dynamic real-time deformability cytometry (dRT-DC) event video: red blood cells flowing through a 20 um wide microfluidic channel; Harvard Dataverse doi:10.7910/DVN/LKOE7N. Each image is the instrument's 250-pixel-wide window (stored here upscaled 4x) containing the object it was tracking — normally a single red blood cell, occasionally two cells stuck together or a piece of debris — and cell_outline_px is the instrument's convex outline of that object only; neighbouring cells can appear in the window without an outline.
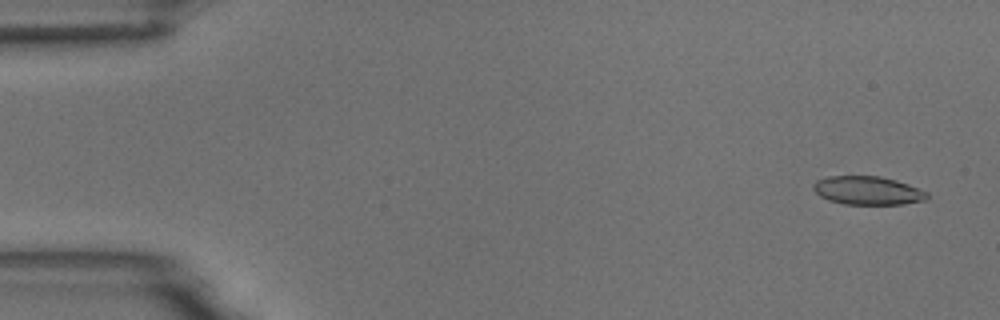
{"species": "common noctule bat (a hibernating species)", "species_latin": "Nyctalus noctula", "temperature_condition": "room temperature", "stored_images_in_passage": 3, "camera_frame_rate_fps": 3000, "um_per_image_px": 0.085, "animal": {"sex": "male", "body_mass_g": 18.8}, "frame": {"image": 1, "passage_image": 1, "time_ms": 0.0, "image_size_px": [1000, 320], "cell_outline_px": [[928, 196], [924, 200], [904, 204], [844, 204], [828, 200], [820, 196], [812, 188], [812, 184], [816, 180], [828, 176], [880, 176], [896, 180], [908, 184], [928, 192]], "centroid_in_image_um": [73.73, 16.19], "position_along_channel_um": 11.3, "area_um2": 18.9}}